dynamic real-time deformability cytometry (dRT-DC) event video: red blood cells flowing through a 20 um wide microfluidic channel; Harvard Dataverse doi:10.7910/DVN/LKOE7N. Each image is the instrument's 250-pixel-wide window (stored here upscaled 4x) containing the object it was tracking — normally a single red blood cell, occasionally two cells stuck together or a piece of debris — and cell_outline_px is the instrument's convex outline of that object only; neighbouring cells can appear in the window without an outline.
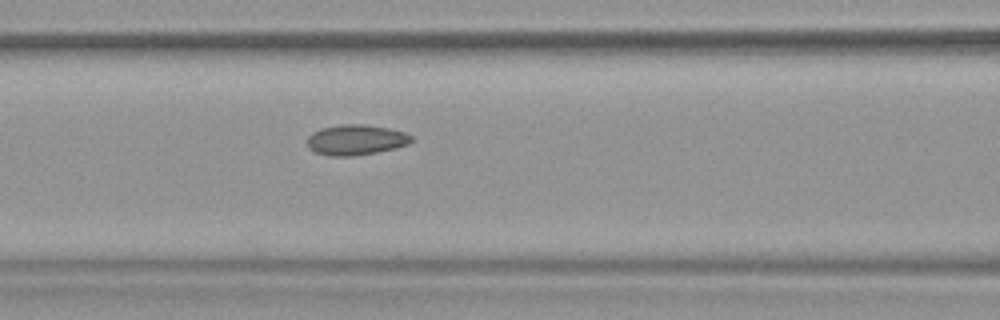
{"species": "common noctule bat (a hibernating species)", "species_latin": "Nyctalus noctula", "temperature_condition": "warm", "stored_images_in_passage": 54, "camera_frame_rate_fps": 3000, "um_per_image_px": 0.085, "animal": {"sex": "female", "body_mass_g": 19.9}, "frame": {"image": 1, "passage_image": 24, "time_ms": 7.667, "image_size_px": [1000, 320], "cell_outline_px": [[412, 140], [408, 144], [396, 148], [376, 152], [352, 156], [328, 156], [316, 152], [308, 148], [308, 136], [312, 132], [320, 128], [340, 124], [364, 124], [388, 128], [404, 132], [412, 136]], "centroid_in_image_um": [30.23, 11.88], "position_along_channel_um": 136.4, "area_um2": 18.5}, "authors_computed_cell_mechanics": {"area_um2": 18.785, "velocity_mm_per_s": 3.795, "shape_relaxation_time_tau1_ms": null, "shape_relaxation_time_tau2_ms": 2.0434, "deformation_change_tau1": null, "deformation_change_tau2": 0.0735}}